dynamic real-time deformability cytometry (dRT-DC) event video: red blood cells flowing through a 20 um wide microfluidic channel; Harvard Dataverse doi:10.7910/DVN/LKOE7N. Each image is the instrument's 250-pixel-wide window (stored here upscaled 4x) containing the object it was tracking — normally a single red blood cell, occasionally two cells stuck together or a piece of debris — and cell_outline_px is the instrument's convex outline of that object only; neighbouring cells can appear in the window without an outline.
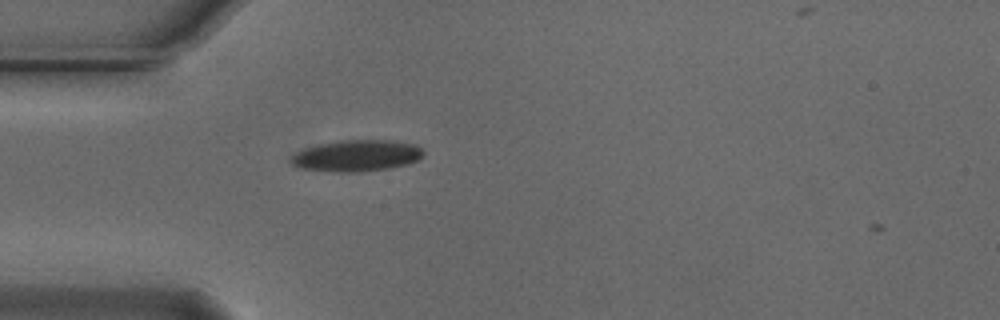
{"species": "Egyptian fruit bat (a non-hibernating species)", "species_latin": "Rousettus aegyptiacus", "temperature_condition": "cold", "stored_images_in_passage": 2, "camera_frame_rate_fps": 3000, "um_per_image_px": 0.085, "animal": {"sex": "male"}, "frame": {"image": 1, "passage_image": 1, "time_ms": 0.0, "image_size_px": [1000, 320], "cell_outline_px": [[424, 152], [416, 160], [408, 164], [388, 168], [360, 172], [336, 172], [300, 168], [292, 164], [288, 160], [296, 152], [304, 148], [320, 144], [340, 140], [396, 140], [416, 144]], "centroid_in_image_um": [30.3, 13.23], "position_along_channel_um": 54.7, "area_um2": 24.28}}